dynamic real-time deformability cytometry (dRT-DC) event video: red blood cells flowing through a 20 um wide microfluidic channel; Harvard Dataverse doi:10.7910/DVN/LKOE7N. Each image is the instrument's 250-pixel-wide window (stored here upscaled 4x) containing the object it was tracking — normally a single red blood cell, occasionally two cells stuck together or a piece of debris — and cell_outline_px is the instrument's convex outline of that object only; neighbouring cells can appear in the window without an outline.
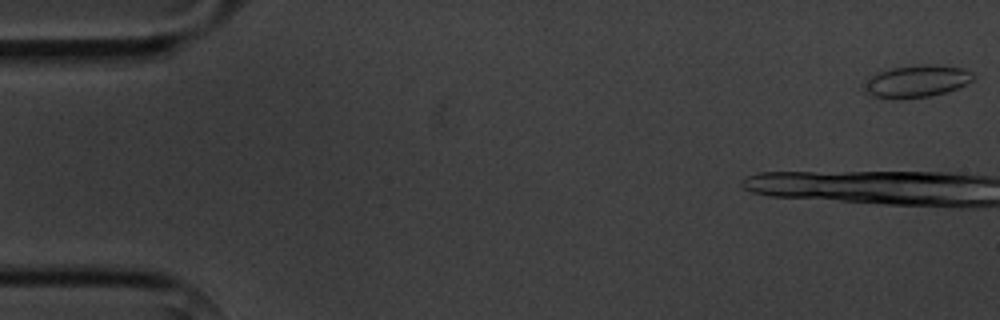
{"species": "common noctule bat (a hibernating species)", "species_latin": "Nyctalus noctula", "temperature_condition": "cold", "stored_images_in_passage": 7, "camera_frame_rate_fps": 3000, "um_per_image_px": 0.085, "animal": {"sex": "male", "body_mass_g": 20.1, "forearm_length_mm": 53.5}, "frame": {"image": 1, "passage_image": 1, "time_ms": 0.0, "image_size_px": [1000, 320], "cell_outline_px": [[976, 76], [972, 80], [956, 88], [944, 92], [928, 96], [896, 100], [892, 100], [872, 96], [864, 92], [860, 84], [876, 72], [892, 68], [920, 64], [936, 64], [964, 68], [972, 72]], "centroid_in_image_um": [77.83, 6.9], "position_along_channel_um": 7.2, "area_um2": 20.92}}